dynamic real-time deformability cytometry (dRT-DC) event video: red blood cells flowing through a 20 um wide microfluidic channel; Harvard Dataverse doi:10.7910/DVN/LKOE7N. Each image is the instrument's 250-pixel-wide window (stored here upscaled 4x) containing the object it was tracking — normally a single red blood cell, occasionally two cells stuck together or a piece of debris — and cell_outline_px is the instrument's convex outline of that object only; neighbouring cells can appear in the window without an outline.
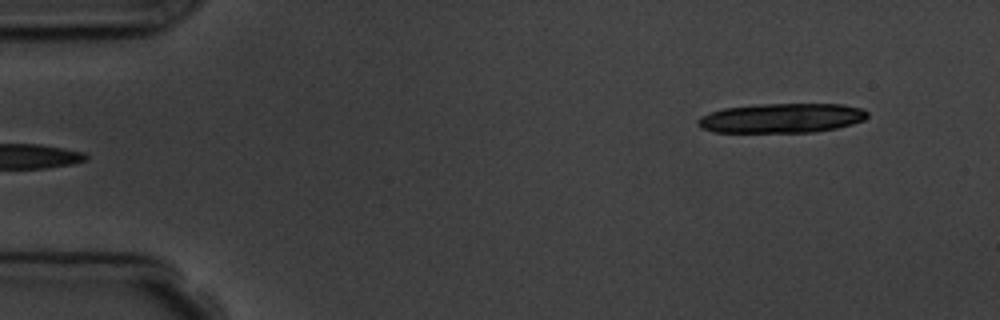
{"species": "common noctule bat (a hibernating species)", "species_latin": "Nyctalus noctula", "temperature_condition": "room temperature", "stored_images_in_passage": 5, "segment_of_instrument_passage": [2, 2], "camera_frame_rate_fps": 3000, "um_per_image_px": 0.085, "animal": {"sex": "male", "body_mass_g": 19.5, "forearm_length_mm": 54.6}, "frame": {"image": 1, "passage_image": 5, "time_ms": 5.333, "image_size_px": [1000, 320], "cell_outline_px": [[868, 116], [864, 120], [852, 124], [836, 128], [812, 132], [712, 132], [700, 128], [696, 124], [696, 120], [700, 116], [724, 108], [756, 104], [844, 104], [860, 108], [868, 112]], "centroid_in_image_um": [66.41, 10.04], "position_along_channel_um": 18.6, "area_um2": 29.3}}